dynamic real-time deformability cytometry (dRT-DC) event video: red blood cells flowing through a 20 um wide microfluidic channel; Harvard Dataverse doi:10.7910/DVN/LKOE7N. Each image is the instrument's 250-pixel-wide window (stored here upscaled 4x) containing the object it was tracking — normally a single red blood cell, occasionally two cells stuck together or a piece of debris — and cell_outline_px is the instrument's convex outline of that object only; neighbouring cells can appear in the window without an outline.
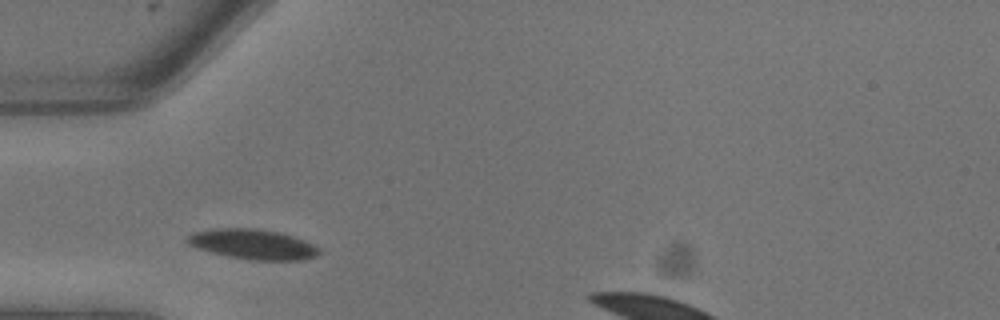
{"species": "common noctule bat (a hibernating species)", "species_latin": "Nyctalus noctula", "temperature_condition": "warm", "stored_images_in_passage": 5, "camera_frame_rate_fps": 3000, "um_per_image_px": 0.085, "animal": {"sex": "male", "body_mass_g": 13.3}, "frame": {"image": 1, "passage_image": 1, "time_ms": 0.0, "image_size_px": [1000, 320], "cell_outline_px": [[320, 252], [316, 256], [304, 260], [248, 260], [228, 256], [196, 248], [188, 244], [184, 240], [188, 236], [196, 232], [216, 228], [256, 228], [280, 232], [304, 240], [320, 248]], "centroid_in_image_um": [21.5, 20.76], "position_along_channel_um": 63.5, "area_um2": 23.12}}